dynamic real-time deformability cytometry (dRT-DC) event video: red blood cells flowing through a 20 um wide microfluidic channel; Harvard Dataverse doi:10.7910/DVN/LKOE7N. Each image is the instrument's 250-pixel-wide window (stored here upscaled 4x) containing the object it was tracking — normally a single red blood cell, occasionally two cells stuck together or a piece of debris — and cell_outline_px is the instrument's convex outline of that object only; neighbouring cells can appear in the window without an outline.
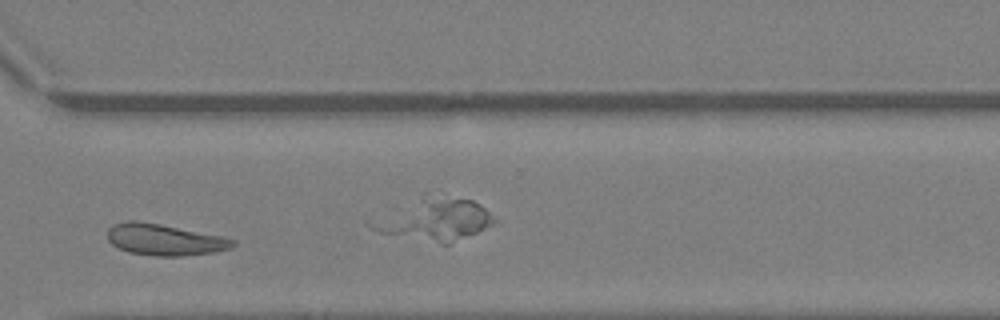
{"species": "Egyptian fruit bat (a non-hibernating species)", "species_latin": "Rousettus aegyptiacus", "temperature_condition": "warm", "stored_images_in_passage": 21, "camera_frame_rate_fps": 3000, "um_per_image_px": 0.085, "animal": {"sex": "female"}, "frame": {"image": 1, "passage_image": 18, "time_ms": 5.667, "image_size_px": [1000, 320], "cell_outline_px": [[236, 244], [232, 248], [216, 252], [184, 256], [156, 256], [128, 252], [112, 244], [108, 240], [108, 228], [112, 224], [128, 220], [136, 220], [160, 224], [224, 236], [236, 240]], "centroid_in_image_um": [14.02, 20.37], "position_along_channel_um": 356.6, "area_um2": 23.18}}